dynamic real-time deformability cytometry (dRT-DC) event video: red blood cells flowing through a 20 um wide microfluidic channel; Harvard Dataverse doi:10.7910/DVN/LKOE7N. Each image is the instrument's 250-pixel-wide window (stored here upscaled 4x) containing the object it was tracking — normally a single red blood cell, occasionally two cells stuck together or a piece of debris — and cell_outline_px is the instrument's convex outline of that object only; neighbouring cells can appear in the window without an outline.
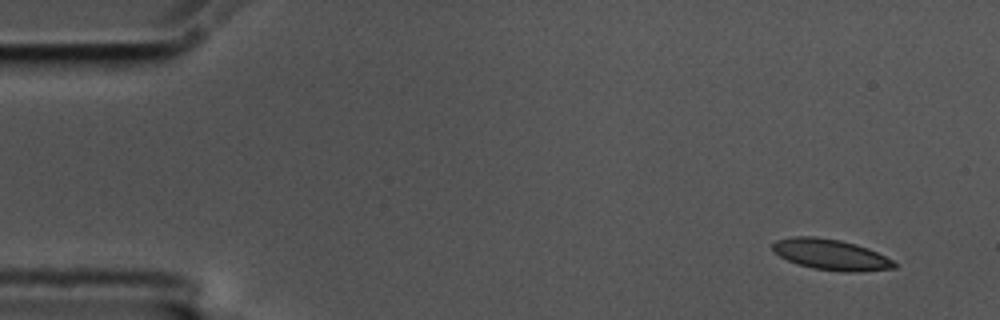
{"species": "common noctule bat (a hibernating species)", "species_latin": "Nyctalus noctula", "temperature_condition": "cold", "stored_images_in_passage": 4, "camera_frame_rate_fps": 3000, "um_per_image_px": 0.085, "animal": {"sex": "male", "body_mass_g": 17.5, "forearm_length_mm": 52.3}, "frame": {"image": 1, "passage_image": 1, "time_ms": 0.0, "image_size_px": [1000, 320], "cell_outline_px": [[896, 268], [860, 272], [844, 272], [812, 268], [796, 264], [780, 256], [772, 248], [772, 244], [776, 240], [792, 236], [816, 236], [840, 240], [856, 244], [868, 248], [892, 260], [896, 264]], "centroid_in_image_um": [70.61, 21.64], "position_along_channel_um": 14.4, "area_um2": 21.85}}
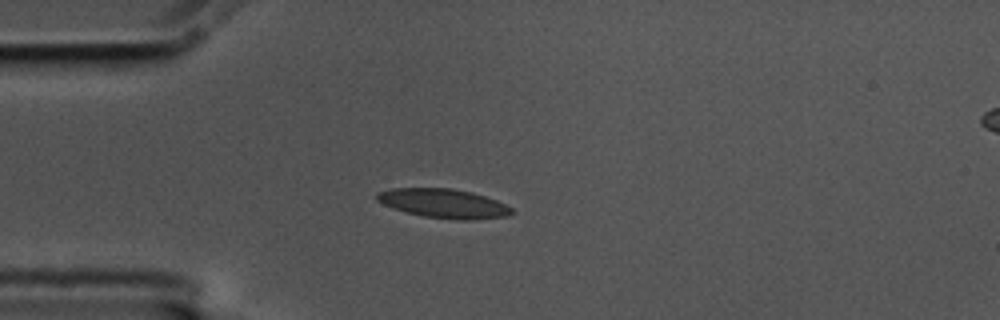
{"frame": {"image": 2, "passage_image": 4, "time_ms": 1.0, "image_size_px": [1000, 320], "cell_outline_px": [[512, 212], [508, 216], [472, 220], [456, 220], [424, 216], [408, 212], [384, 204], [376, 200], [376, 192], [392, 188], [452, 188], [472, 192], [496, 200], [512, 208]], "centroid_in_image_um": [37.71, 17.28], "position_along_channel_um": 47.3, "area_um2": 22.72}}